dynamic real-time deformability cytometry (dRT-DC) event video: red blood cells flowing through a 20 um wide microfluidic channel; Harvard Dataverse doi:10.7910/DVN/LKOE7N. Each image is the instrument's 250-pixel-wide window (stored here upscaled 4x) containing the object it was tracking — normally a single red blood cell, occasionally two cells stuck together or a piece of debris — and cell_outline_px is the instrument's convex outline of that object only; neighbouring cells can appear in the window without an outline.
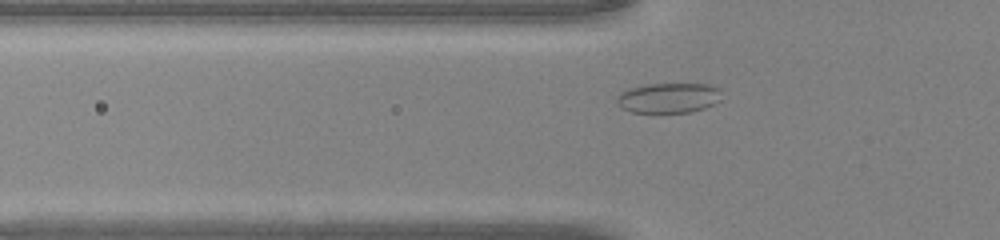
{"species": "common noctule bat (a hibernating species)", "species_latin": "Nyctalus noctula", "temperature_condition": "warm", "stored_images_in_passage": 33, "camera_frame_rate_fps": 3000, "um_per_image_px": 0.085, "animal": {"sex": "male", "body_mass_g": 20.0, "forearm_length_mm": 53.3}, "frame": {"image": 1, "passage_image": 2, "time_ms": 0.333, "image_size_px": [1000, 240], "cell_outline_px": [[720, 100], [704, 108], [692, 112], [632, 112], [620, 108], [616, 104], [616, 96], [620, 92], [628, 88], [648, 84], [708, 84], [720, 88]], "centroid_in_image_um": [56.78, 8.32], "position_along_channel_um": 69.0, "area_um2": 18.5}}
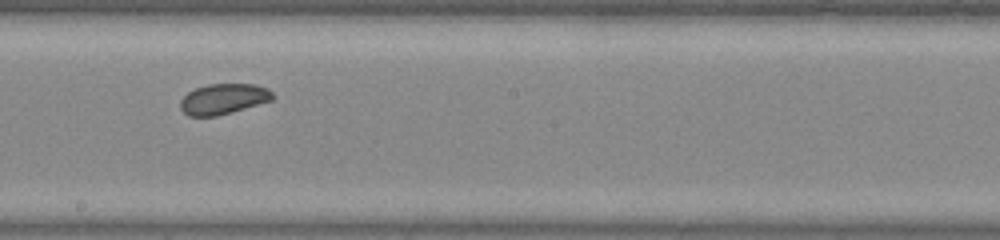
{"frame": {"image": 2, "passage_image": 13, "time_ms": 4.0, "image_size_px": [1000, 240], "cell_outline_px": [[276, 96], [272, 100], [232, 112], [216, 116], [188, 116], [180, 108], [180, 100], [188, 92], [196, 88], [208, 84], [256, 84], [268, 88]], "centroid_in_image_um": [19.01, 8.4], "position_along_channel_um": 229.2, "area_um2": 16.47}}
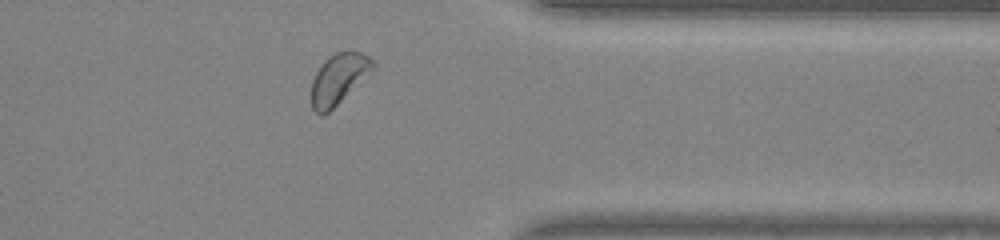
{"frame": {"image": 3, "passage_image": 24, "time_ms": 7.667, "image_size_px": [1000, 240], "cell_outline_px": [[376, 68], [372, 72], [324, 116], [320, 116], [312, 108], [312, 80], [320, 64], [324, 60], [336, 52], [348, 48], [352, 48], [368, 56], [376, 64]], "centroid_in_image_um": [28.81, 6.65], "position_along_channel_um": 382.6, "area_um2": 18.44}}